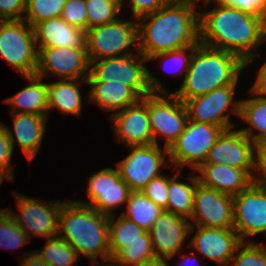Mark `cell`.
Masks as SVG:
<instances>
[{"instance_id":"6da1fadb","label":"cell","mask_w":266,"mask_h":266,"mask_svg":"<svg viewBox=\"0 0 266 266\" xmlns=\"http://www.w3.org/2000/svg\"><path fill=\"white\" fill-rule=\"evenodd\" d=\"M213 1L217 7L199 12V42L236 54L246 68L259 55L256 49H260L266 38V17Z\"/></svg>"},{"instance_id":"7a4b0ae2","label":"cell","mask_w":266,"mask_h":266,"mask_svg":"<svg viewBox=\"0 0 266 266\" xmlns=\"http://www.w3.org/2000/svg\"><path fill=\"white\" fill-rule=\"evenodd\" d=\"M196 4L171 1L137 19V50L147 59L153 55L199 45V12Z\"/></svg>"},{"instance_id":"3957f363","label":"cell","mask_w":266,"mask_h":266,"mask_svg":"<svg viewBox=\"0 0 266 266\" xmlns=\"http://www.w3.org/2000/svg\"><path fill=\"white\" fill-rule=\"evenodd\" d=\"M109 216L75 200L62 204L58 236L67 241L78 253L97 266L98 255L110 263Z\"/></svg>"},{"instance_id":"277c9868","label":"cell","mask_w":266,"mask_h":266,"mask_svg":"<svg viewBox=\"0 0 266 266\" xmlns=\"http://www.w3.org/2000/svg\"><path fill=\"white\" fill-rule=\"evenodd\" d=\"M244 69L245 62L236 54L200 43L193 52L183 83L173 93L185 102L214 89L238 84Z\"/></svg>"},{"instance_id":"5b68a950","label":"cell","mask_w":266,"mask_h":266,"mask_svg":"<svg viewBox=\"0 0 266 266\" xmlns=\"http://www.w3.org/2000/svg\"><path fill=\"white\" fill-rule=\"evenodd\" d=\"M136 52L138 55L133 53L92 61L90 75L86 80L126 85L141 99L151 93H168L158 78L144 65L148 60L139 51Z\"/></svg>"},{"instance_id":"8992f818","label":"cell","mask_w":266,"mask_h":266,"mask_svg":"<svg viewBox=\"0 0 266 266\" xmlns=\"http://www.w3.org/2000/svg\"><path fill=\"white\" fill-rule=\"evenodd\" d=\"M0 56L21 75H36L38 50L33 27L23 19L2 20Z\"/></svg>"},{"instance_id":"52a82bcc","label":"cell","mask_w":266,"mask_h":266,"mask_svg":"<svg viewBox=\"0 0 266 266\" xmlns=\"http://www.w3.org/2000/svg\"><path fill=\"white\" fill-rule=\"evenodd\" d=\"M132 19L129 21L119 17L111 23L86 30L85 45L90 63L134 53L130 48L134 43L138 44V24L137 19Z\"/></svg>"},{"instance_id":"ba28073f","label":"cell","mask_w":266,"mask_h":266,"mask_svg":"<svg viewBox=\"0 0 266 266\" xmlns=\"http://www.w3.org/2000/svg\"><path fill=\"white\" fill-rule=\"evenodd\" d=\"M222 131L217 125L188 120L183 133L168 149V160L174 164V169L189 165L195 172L204 164Z\"/></svg>"},{"instance_id":"9c48e42d","label":"cell","mask_w":266,"mask_h":266,"mask_svg":"<svg viewBox=\"0 0 266 266\" xmlns=\"http://www.w3.org/2000/svg\"><path fill=\"white\" fill-rule=\"evenodd\" d=\"M148 115L153 143L159 146L158 135L164 136L167 149L183 133L189 120L184 102L173 92L149 94Z\"/></svg>"},{"instance_id":"30bf717a","label":"cell","mask_w":266,"mask_h":266,"mask_svg":"<svg viewBox=\"0 0 266 266\" xmlns=\"http://www.w3.org/2000/svg\"><path fill=\"white\" fill-rule=\"evenodd\" d=\"M13 193L16 196L19 214L8 208L6 210L29 239L33 236L47 239L58 235L60 211L65 201L57 200L47 204L38 199L16 193V191Z\"/></svg>"},{"instance_id":"8fae6325","label":"cell","mask_w":266,"mask_h":266,"mask_svg":"<svg viewBox=\"0 0 266 266\" xmlns=\"http://www.w3.org/2000/svg\"><path fill=\"white\" fill-rule=\"evenodd\" d=\"M236 86L230 84L185 101L189 120L217 125L223 130L233 128L230 115L233 113L239 117L241 104L240 100H234Z\"/></svg>"},{"instance_id":"7c38bea8","label":"cell","mask_w":266,"mask_h":266,"mask_svg":"<svg viewBox=\"0 0 266 266\" xmlns=\"http://www.w3.org/2000/svg\"><path fill=\"white\" fill-rule=\"evenodd\" d=\"M130 154L118 163L122 180L131 191H141L151 179L161 175V167L169 163L168 149L156 144L129 146Z\"/></svg>"},{"instance_id":"4fadbf2b","label":"cell","mask_w":266,"mask_h":266,"mask_svg":"<svg viewBox=\"0 0 266 266\" xmlns=\"http://www.w3.org/2000/svg\"><path fill=\"white\" fill-rule=\"evenodd\" d=\"M233 229L243 242L266 232V186L251 183L233 196Z\"/></svg>"},{"instance_id":"5bb4252c","label":"cell","mask_w":266,"mask_h":266,"mask_svg":"<svg viewBox=\"0 0 266 266\" xmlns=\"http://www.w3.org/2000/svg\"><path fill=\"white\" fill-rule=\"evenodd\" d=\"M38 66L36 75L44 78L49 73L59 80L87 79L90 62L86 48H37Z\"/></svg>"},{"instance_id":"9a60e30c","label":"cell","mask_w":266,"mask_h":266,"mask_svg":"<svg viewBox=\"0 0 266 266\" xmlns=\"http://www.w3.org/2000/svg\"><path fill=\"white\" fill-rule=\"evenodd\" d=\"M131 190L122 180L119 170L111 167L99 170L88 180L87 197L90 202L75 200L83 205L90 206L101 214L112 216L114 209L126 204Z\"/></svg>"},{"instance_id":"2e32d148","label":"cell","mask_w":266,"mask_h":266,"mask_svg":"<svg viewBox=\"0 0 266 266\" xmlns=\"http://www.w3.org/2000/svg\"><path fill=\"white\" fill-rule=\"evenodd\" d=\"M189 220L195 227L233 228V196L198 182Z\"/></svg>"},{"instance_id":"e0dca14e","label":"cell","mask_w":266,"mask_h":266,"mask_svg":"<svg viewBox=\"0 0 266 266\" xmlns=\"http://www.w3.org/2000/svg\"><path fill=\"white\" fill-rule=\"evenodd\" d=\"M204 164H226L244 169L252 177L254 142L240 130L234 128L223 130L208 153Z\"/></svg>"},{"instance_id":"ac0fdd59","label":"cell","mask_w":266,"mask_h":266,"mask_svg":"<svg viewBox=\"0 0 266 266\" xmlns=\"http://www.w3.org/2000/svg\"><path fill=\"white\" fill-rule=\"evenodd\" d=\"M116 139L129 146L153 144L148 115V95L136 104L111 114Z\"/></svg>"},{"instance_id":"d6986e66","label":"cell","mask_w":266,"mask_h":266,"mask_svg":"<svg viewBox=\"0 0 266 266\" xmlns=\"http://www.w3.org/2000/svg\"><path fill=\"white\" fill-rule=\"evenodd\" d=\"M196 233L188 244L220 266H229L237 247L243 242L233 228L191 227Z\"/></svg>"},{"instance_id":"ffe728a7","label":"cell","mask_w":266,"mask_h":266,"mask_svg":"<svg viewBox=\"0 0 266 266\" xmlns=\"http://www.w3.org/2000/svg\"><path fill=\"white\" fill-rule=\"evenodd\" d=\"M191 227L189 219L163 210L149 231L155 255L169 260L174 258L181 252Z\"/></svg>"},{"instance_id":"44dd1931","label":"cell","mask_w":266,"mask_h":266,"mask_svg":"<svg viewBox=\"0 0 266 266\" xmlns=\"http://www.w3.org/2000/svg\"><path fill=\"white\" fill-rule=\"evenodd\" d=\"M11 115L13 132L4 123L1 124L8 132L13 149L16 145L14 142H18L27 160L31 162L40 150L48 117L31 113H11Z\"/></svg>"},{"instance_id":"7402d4cb","label":"cell","mask_w":266,"mask_h":266,"mask_svg":"<svg viewBox=\"0 0 266 266\" xmlns=\"http://www.w3.org/2000/svg\"><path fill=\"white\" fill-rule=\"evenodd\" d=\"M33 29L37 48H86V31L66 23L60 16L41 21Z\"/></svg>"},{"instance_id":"603a6c76","label":"cell","mask_w":266,"mask_h":266,"mask_svg":"<svg viewBox=\"0 0 266 266\" xmlns=\"http://www.w3.org/2000/svg\"><path fill=\"white\" fill-rule=\"evenodd\" d=\"M196 171L201 173L198 176L199 183L232 196L239 194L253 182L244 169L226 164H202Z\"/></svg>"},{"instance_id":"cb8c5ba5","label":"cell","mask_w":266,"mask_h":266,"mask_svg":"<svg viewBox=\"0 0 266 266\" xmlns=\"http://www.w3.org/2000/svg\"><path fill=\"white\" fill-rule=\"evenodd\" d=\"M91 86L87 97L92 104L108 111H120L136 104L141 98L128 86L109 81H87Z\"/></svg>"},{"instance_id":"d4e9b609","label":"cell","mask_w":266,"mask_h":266,"mask_svg":"<svg viewBox=\"0 0 266 266\" xmlns=\"http://www.w3.org/2000/svg\"><path fill=\"white\" fill-rule=\"evenodd\" d=\"M30 84L5 102L12 105L10 113H31L48 116V83L38 75L24 76Z\"/></svg>"},{"instance_id":"484cf974","label":"cell","mask_w":266,"mask_h":266,"mask_svg":"<svg viewBox=\"0 0 266 266\" xmlns=\"http://www.w3.org/2000/svg\"><path fill=\"white\" fill-rule=\"evenodd\" d=\"M86 79L59 80L48 83V110L57 108L65 114L79 117L82 111L80 86Z\"/></svg>"},{"instance_id":"4316f807","label":"cell","mask_w":266,"mask_h":266,"mask_svg":"<svg viewBox=\"0 0 266 266\" xmlns=\"http://www.w3.org/2000/svg\"><path fill=\"white\" fill-rule=\"evenodd\" d=\"M178 174H180L179 171L169 178L168 202L165 211L190 219L193 210L194 193L199 182L198 175L191 174L188 177L189 184L179 182Z\"/></svg>"},{"instance_id":"83f0119b","label":"cell","mask_w":266,"mask_h":266,"mask_svg":"<svg viewBox=\"0 0 266 266\" xmlns=\"http://www.w3.org/2000/svg\"><path fill=\"white\" fill-rule=\"evenodd\" d=\"M239 117L250 125L239 130L254 143L266 139V99L253 94L251 98L242 99Z\"/></svg>"},{"instance_id":"f1b7e54d","label":"cell","mask_w":266,"mask_h":266,"mask_svg":"<svg viewBox=\"0 0 266 266\" xmlns=\"http://www.w3.org/2000/svg\"><path fill=\"white\" fill-rule=\"evenodd\" d=\"M126 208L127 212L124 211L121 215L133 221L147 232L151 230L152 225L163 211L141 191L130 192Z\"/></svg>"},{"instance_id":"f546056e","label":"cell","mask_w":266,"mask_h":266,"mask_svg":"<svg viewBox=\"0 0 266 266\" xmlns=\"http://www.w3.org/2000/svg\"><path fill=\"white\" fill-rule=\"evenodd\" d=\"M146 231L133 221L120 215L115 219V214L109 216V249L111 259L127 244L134 241H144Z\"/></svg>"},{"instance_id":"4dcf8cb0","label":"cell","mask_w":266,"mask_h":266,"mask_svg":"<svg viewBox=\"0 0 266 266\" xmlns=\"http://www.w3.org/2000/svg\"><path fill=\"white\" fill-rule=\"evenodd\" d=\"M43 250H36L37 255L49 266H77L81 259L77 251L59 236L47 238Z\"/></svg>"},{"instance_id":"1f68e13d","label":"cell","mask_w":266,"mask_h":266,"mask_svg":"<svg viewBox=\"0 0 266 266\" xmlns=\"http://www.w3.org/2000/svg\"><path fill=\"white\" fill-rule=\"evenodd\" d=\"M153 256H155V253L151 236L146 231L144 241H134L127 244L111 259V263L114 266H136Z\"/></svg>"},{"instance_id":"d6a6232c","label":"cell","mask_w":266,"mask_h":266,"mask_svg":"<svg viewBox=\"0 0 266 266\" xmlns=\"http://www.w3.org/2000/svg\"><path fill=\"white\" fill-rule=\"evenodd\" d=\"M87 29L111 23L119 18L120 0H85Z\"/></svg>"},{"instance_id":"836d02e7","label":"cell","mask_w":266,"mask_h":266,"mask_svg":"<svg viewBox=\"0 0 266 266\" xmlns=\"http://www.w3.org/2000/svg\"><path fill=\"white\" fill-rule=\"evenodd\" d=\"M67 0H26L23 20L34 27L37 23L61 16Z\"/></svg>"},{"instance_id":"e575fe53","label":"cell","mask_w":266,"mask_h":266,"mask_svg":"<svg viewBox=\"0 0 266 266\" xmlns=\"http://www.w3.org/2000/svg\"><path fill=\"white\" fill-rule=\"evenodd\" d=\"M29 240L6 208L0 210V247L17 249L27 244Z\"/></svg>"},{"instance_id":"d590c367","label":"cell","mask_w":266,"mask_h":266,"mask_svg":"<svg viewBox=\"0 0 266 266\" xmlns=\"http://www.w3.org/2000/svg\"><path fill=\"white\" fill-rule=\"evenodd\" d=\"M247 241L237 247L229 266H266V254L255 241Z\"/></svg>"},{"instance_id":"8d00e7d4","label":"cell","mask_w":266,"mask_h":266,"mask_svg":"<svg viewBox=\"0 0 266 266\" xmlns=\"http://www.w3.org/2000/svg\"><path fill=\"white\" fill-rule=\"evenodd\" d=\"M197 46L198 45H193L190 47H185V48L170 51V52L159 53V54H156V55H153V56L147 58V60L152 61V60L159 58L163 63L165 62V65L168 64L167 66H165V67H167L166 70L168 69V71L170 70L171 72L173 70L174 71L176 70V72H179L180 74L182 72V74L184 75V78H185V75H186L187 70L189 68L191 57H192L193 52ZM189 52H190V54H188ZM169 63H171V64L169 65ZM173 66L175 68H173ZM183 72H185V73H183ZM174 74H175V72H174Z\"/></svg>"},{"instance_id":"74e56055","label":"cell","mask_w":266,"mask_h":266,"mask_svg":"<svg viewBox=\"0 0 266 266\" xmlns=\"http://www.w3.org/2000/svg\"><path fill=\"white\" fill-rule=\"evenodd\" d=\"M168 181L169 177L164 173L149 181V183L141 190V192L161 209H167L168 202Z\"/></svg>"},{"instance_id":"f35d334b","label":"cell","mask_w":266,"mask_h":266,"mask_svg":"<svg viewBox=\"0 0 266 266\" xmlns=\"http://www.w3.org/2000/svg\"><path fill=\"white\" fill-rule=\"evenodd\" d=\"M66 23L87 30V10L85 0H67L61 16Z\"/></svg>"},{"instance_id":"ab89813d","label":"cell","mask_w":266,"mask_h":266,"mask_svg":"<svg viewBox=\"0 0 266 266\" xmlns=\"http://www.w3.org/2000/svg\"><path fill=\"white\" fill-rule=\"evenodd\" d=\"M13 151V145L8 132L0 122V174L8 181L14 180L12 173L14 168L10 164Z\"/></svg>"},{"instance_id":"60d3db41","label":"cell","mask_w":266,"mask_h":266,"mask_svg":"<svg viewBox=\"0 0 266 266\" xmlns=\"http://www.w3.org/2000/svg\"><path fill=\"white\" fill-rule=\"evenodd\" d=\"M253 183L266 186V139L254 143Z\"/></svg>"},{"instance_id":"b9f144b4","label":"cell","mask_w":266,"mask_h":266,"mask_svg":"<svg viewBox=\"0 0 266 266\" xmlns=\"http://www.w3.org/2000/svg\"><path fill=\"white\" fill-rule=\"evenodd\" d=\"M172 0H130L132 16L138 19L147 14L153 13L160 8L169 4ZM121 7L123 3H127L125 0H120Z\"/></svg>"},{"instance_id":"7bdbcfd3","label":"cell","mask_w":266,"mask_h":266,"mask_svg":"<svg viewBox=\"0 0 266 266\" xmlns=\"http://www.w3.org/2000/svg\"><path fill=\"white\" fill-rule=\"evenodd\" d=\"M221 4L236 7L251 15H264L266 17V0H217Z\"/></svg>"},{"instance_id":"ee69618b","label":"cell","mask_w":266,"mask_h":266,"mask_svg":"<svg viewBox=\"0 0 266 266\" xmlns=\"http://www.w3.org/2000/svg\"><path fill=\"white\" fill-rule=\"evenodd\" d=\"M26 0H0V18L2 20L23 19Z\"/></svg>"},{"instance_id":"f6af8a7d","label":"cell","mask_w":266,"mask_h":266,"mask_svg":"<svg viewBox=\"0 0 266 266\" xmlns=\"http://www.w3.org/2000/svg\"><path fill=\"white\" fill-rule=\"evenodd\" d=\"M255 83L250 89V93L266 99V61L261 65Z\"/></svg>"},{"instance_id":"bcb514c9","label":"cell","mask_w":266,"mask_h":266,"mask_svg":"<svg viewBox=\"0 0 266 266\" xmlns=\"http://www.w3.org/2000/svg\"><path fill=\"white\" fill-rule=\"evenodd\" d=\"M21 260V266H49L35 251L25 253Z\"/></svg>"},{"instance_id":"7dc6e473","label":"cell","mask_w":266,"mask_h":266,"mask_svg":"<svg viewBox=\"0 0 266 266\" xmlns=\"http://www.w3.org/2000/svg\"><path fill=\"white\" fill-rule=\"evenodd\" d=\"M167 261L169 259L155 255L136 266H170Z\"/></svg>"},{"instance_id":"c3c4849f","label":"cell","mask_w":266,"mask_h":266,"mask_svg":"<svg viewBox=\"0 0 266 266\" xmlns=\"http://www.w3.org/2000/svg\"><path fill=\"white\" fill-rule=\"evenodd\" d=\"M191 257H196V255L194 256V254L193 255L192 254L191 255L190 254H186L185 256H181L180 260L182 262H180L178 266H185L186 262H188V260H190V259L192 260ZM201 266H203V265H201Z\"/></svg>"},{"instance_id":"681fc988","label":"cell","mask_w":266,"mask_h":266,"mask_svg":"<svg viewBox=\"0 0 266 266\" xmlns=\"http://www.w3.org/2000/svg\"><path fill=\"white\" fill-rule=\"evenodd\" d=\"M173 1L187 2V3H193V4H196V5H197V0H173ZM201 1H202L203 3H205L206 6H207V5L210 4V2H211L212 0H201Z\"/></svg>"},{"instance_id":"f907efd6","label":"cell","mask_w":266,"mask_h":266,"mask_svg":"<svg viewBox=\"0 0 266 266\" xmlns=\"http://www.w3.org/2000/svg\"><path fill=\"white\" fill-rule=\"evenodd\" d=\"M257 245L262 249V251L266 254V244H262V243H257Z\"/></svg>"},{"instance_id":"816d5d0a","label":"cell","mask_w":266,"mask_h":266,"mask_svg":"<svg viewBox=\"0 0 266 266\" xmlns=\"http://www.w3.org/2000/svg\"><path fill=\"white\" fill-rule=\"evenodd\" d=\"M98 266H100L99 264H98ZM101 266H114L111 262L110 263H102V265Z\"/></svg>"},{"instance_id":"f5cc1de1","label":"cell","mask_w":266,"mask_h":266,"mask_svg":"<svg viewBox=\"0 0 266 266\" xmlns=\"http://www.w3.org/2000/svg\"><path fill=\"white\" fill-rule=\"evenodd\" d=\"M3 179H6L2 174H0V185L2 184L3 182Z\"/></svg>"}]
</instances>
